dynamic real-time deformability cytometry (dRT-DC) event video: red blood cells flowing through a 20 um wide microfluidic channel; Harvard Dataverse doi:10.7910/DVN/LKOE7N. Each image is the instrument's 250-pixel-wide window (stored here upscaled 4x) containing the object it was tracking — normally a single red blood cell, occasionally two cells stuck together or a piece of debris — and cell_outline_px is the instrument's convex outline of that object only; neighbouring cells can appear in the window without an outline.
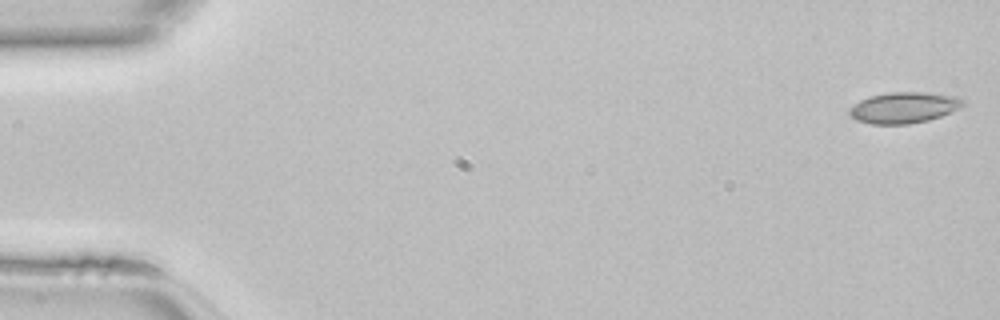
{"species": "common noctule bat (a hibernating species)", "species_latin": "Nyctalus noctula", "temperature_condition": "room temperature", "stored_images_in_passage": 46, "camera_frame_rate_fps": 3000, "um_per_image_px": 0.085, "animal": {"sex": "female", "body_mass_g": 22.7, "forearm_length_mm": 54.2}, "frame": {"image": 1, "passage_image": 1, "time_ms": 0.0, "image_size_px": [1000, 320], "cell_outline_px": [[964, 104], [960, 108], [940, 116], [928, 120], [908, 124], [872, 124], [856, 120], [848, 116], [848, 108], [860, 100], [868, 96], [888, 92], [928, 92], [960, 96], [964, 100]], "centroid_in_image_um": [76.81, 9.13], "position_along_channel_um": 8.2, "area_um2": 20.87}}
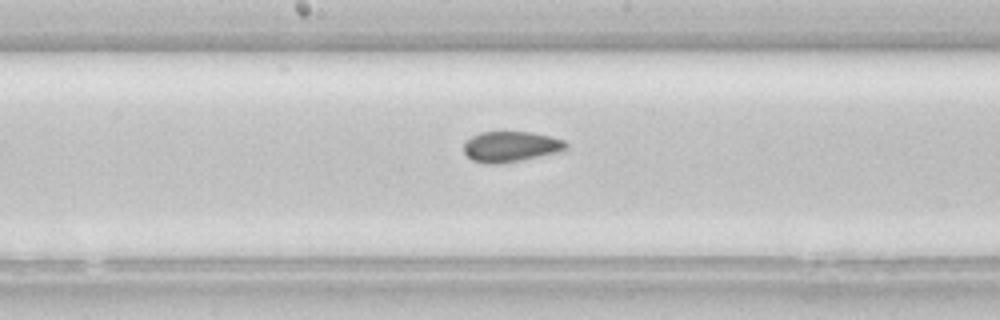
{"frame": {"image": 2, "passage_image": 24, "time_ms": 7.667, "image_size_px": [1000, 320], "cell_outline_px": [[568, 148], [556, 152], [520, 160], [496, 164], [484, 164], [472, 160], [464, 152], [464, 144], [472, 136], [480, 132], [532, 132], [552, 136], [564, 140], [568, 144]], "centroid_in_image_um": [43.41, 12.45], "position_along_channel_um": 204.8, "area_um2": 18.09}}
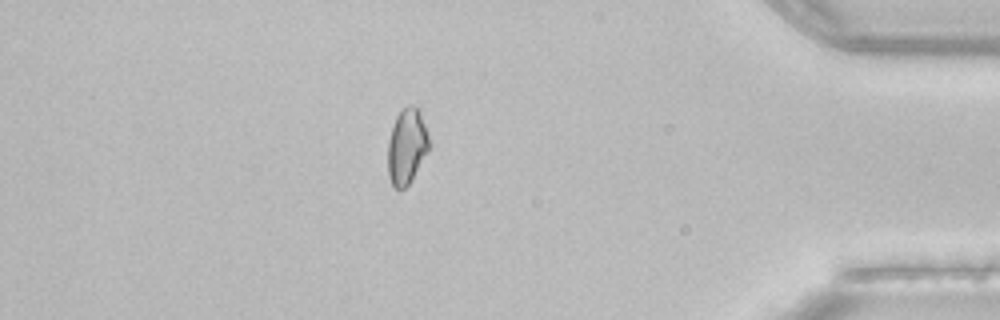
{"frame": {"image": 3, "passage_image": 40, "time_ms": 13.0, "image_size_px": [1000, 320], "cell_outline_px": [[428, 152], [412, 180], [404, 188], [396, 188], [392, 184], [388, 176], [388, 140], [392, 124], [396, 116], [408, 104], [416, 104], [420, 112], [428, 136]], "centroid_in_image_um": [34.56, 12.42], "position_along_channel_um": 400.6, "area_um2": 18.15}}